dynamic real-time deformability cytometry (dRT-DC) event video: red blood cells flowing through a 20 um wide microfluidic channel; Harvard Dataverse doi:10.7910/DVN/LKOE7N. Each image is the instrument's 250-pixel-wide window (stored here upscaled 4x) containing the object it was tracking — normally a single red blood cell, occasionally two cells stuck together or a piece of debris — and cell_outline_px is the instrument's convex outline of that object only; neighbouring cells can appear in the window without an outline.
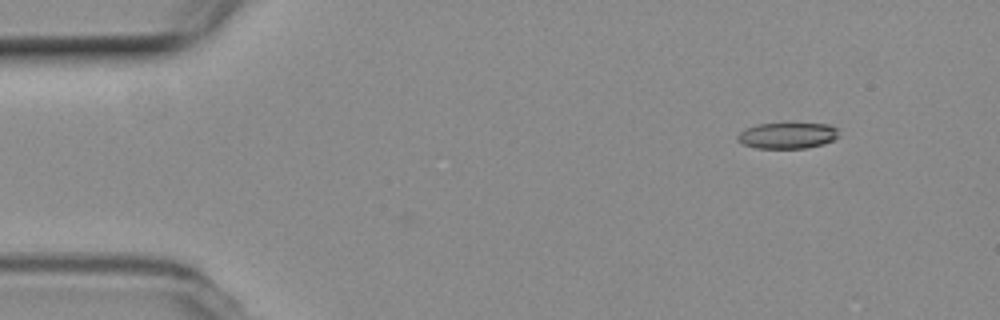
{"species": "common noctule bat (a hibernating species)", "species_latin": "Nyctalus noctula", "temperature_condition": "room temperature", "stored_images_in_passage": 2, "camera_frame_rate_fps": 3000, "um_per_image_px": 0.085, "animal": {"sex": "female", "body_mass_g": 19.3, "forearm_length_mm": 54.1}, "frame": {"image": 1, "passage_image": 2, "time_ms": 0.333, "image_size_px": [1000, 320], "cell_outline_px": [[836, 136], [832, 140], [824, 144], [808, 148], [756, 148], [744, 144], [736, 140], [736, 136], [744, 128], [756, 124], [828, 124], [836, 128]], "centroid_in_image_um": [66.86, 11.53], "position_along_channel_um": 18.1, "area_um2": 15.2}}